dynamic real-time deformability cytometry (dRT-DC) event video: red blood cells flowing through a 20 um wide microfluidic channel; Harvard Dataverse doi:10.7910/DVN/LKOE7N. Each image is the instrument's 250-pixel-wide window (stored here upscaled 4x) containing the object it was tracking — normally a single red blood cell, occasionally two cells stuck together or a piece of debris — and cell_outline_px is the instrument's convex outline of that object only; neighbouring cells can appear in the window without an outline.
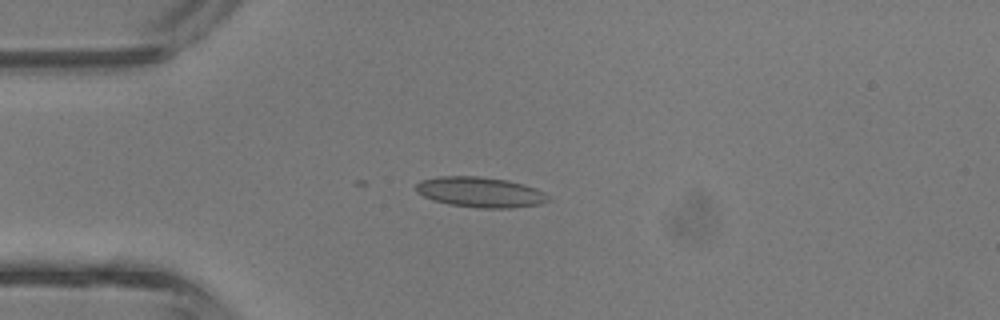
{"species": "common noctule bat (a hibernating species)", "species_latin": "Nyctalus noctula", "temperature_condition": "room temperature", "stored_images_in_passage": 10, "camera_frame_rate_fps": 3000, "um_per_image_px": 0.085, "animal": {"sex": "male", "body_mass_g": 13.3}, "frame": {"image": 1, "passage_image": 10, "time_ms": 3.0, "image_size_px": [1000, 320], "cell_outline_px": [[548, 200], [540, 204], [508, 208], [476, 208], [448, 204], [432, 200], [416, 192], [416, 184], [420, 180], [440, 176], [480, 176], [508, 180], [524, 184], [536, 188], [544, 192], [548, 196]], "centroid_in_image_um": [40.79, 16.33], "position_along_channel_um": 44.2, "area_um2": 23.47}}